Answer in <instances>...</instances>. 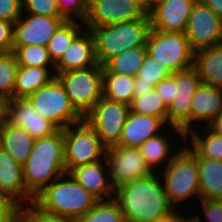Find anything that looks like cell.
I'll return each mask as SVG.
<instances>
[{
  "label": "cell",
  "mask_w": 222,
  "mask_h": 222,
  "mask_svg": "<svg viewBox=\"0 0 222 222\" xmlns=\"http://www.w3.org/2000/svg\"><path fill=\"white\" fill-rule=\"evenodd\" d=\"M103 96L108 100L130 105L134 98V77L103 73Z\"/></svg>",
  "instance_id": "1f68e13d"
},
{
  "label": "cell",
  "mask_w": 222,
  "mask_h": 222,
  "mask_svg": "<svg viewBox=\"0 0 222 222\" xmlns=\"http://www.w3.org/2000/svg\"><path fill=\"white\" fill-rule=\"evenodd\" d=\"M55 78L83 117L103 97V65L55 73Z\"/></svg>",
  "instance_id": "8992f818"
},
{
  "label": "cell",
  "mask_w": 222,
  "mask_h": 222,
  "mask_svg": "<svg viewBox=\"0 0 222 222\" xmlns=\"http://www.w3.org/2000/svg\"><path fill=\"white\" fill-rule=\"evenodd\" d=\"M26 14L22 12L20 18L14 23L13 46L38 45L47 47L56 30L67 20L66 17Z\"/></svg>",
  "instance_id": "9a60e30c"
},
{
  "label": "cell",
  "mask_w": 222,
  "mask_h": 222,
  "mask_svg": "<svg viewBox=\"0 0 222 222\" xmlns=\"http://www.w3.org/2000/svg\"><path fill=\"white\" fill-rule=\"evenodd\" d=\"M213 132L222 135V111L207 125Z\"/></svg>",
  "instance_id": "7dc6e473"
},
{
  "label": "cell",
  "mask_w": 222,
  "mask_h": 222,
  "mask_svg": "<svg viewBox=\"0 0 222 222\" xmlns=\"http://www.w3.org/2000/svg\"><path fill=\"white\" fill-rule=\"evenodd\" d=\"M167 133L168 134H166L165 131V135L161 132L156 136L150 137L138 147L141 155L144 157L147 165L153 172H158L159 170L163 169L184 146V144L181 146L178 143V138L177 140H173L172 136L169 137V132ZM173 141H175V144ZM175 145H178L180 148Z\"/></svg>",
  "instance_id": "603a6c76"
},
{
  "label": "cell",
  "mask_w": 222,
  "mask_h": 222,
  "mask_svg": "<svg viewBox=\"0 0 222 222\" xmlns=\"http://www.w3.org/2000/svg\"><path fill=\"white\" fill-rule=\"evenodd\" d=\"M96 201L69 173H65L37 194L33 203L46 213L77 221Z\"/></svg>",
  "instance_id": "3957f363"
},
{
  "label": "cell",
  "mask_w": 222,
  "mask_h": 222,
  "mask_svg": "<svg viewBox=\"0 0 222 222\" xmlns=\"http://www.w3.org/2000/svg\"><path fill=\"white\" fill-rule=\"evenodd\" d=\"M54 71L55 69L45 67L18 66L14 98H27L41 87L47 85L55 77Z\"/></svg>",
  "instance_id": "4316f807"
},
{
  "label": "cell",
  "mask_w": 222,
  "mask_h": 222,
  "mask_svg": "<svg viewBox=\"0 0 222 222\" xmlns=\"http://www.w3.org/2000/svg\"><path fill=\"white\" fill-rule=\"evenodd\" d=\"M22 170L25 188L33 197L65 174L64 129L35 139Z\"/></svg>",
  "instance_id": "7a4b0ae2"
},
{
  "label": "cell",
  "mask_w": 222,
  "mask_h": 222,
  "mask_svg": "<svg viewBox=\"0 0 222 222\" xmlns=\"http://www.w3.org/2000/svg\"><path fill=\"white\" fill-rule=\"evenodd\" d=\"M201 199L222 200V160L197 158Z\"/></svg>",
  "instance_id": "83f0119b"
},
{
  "label": "cell",
  "mask_w": 222,
  "mask_h": 222,
  "mask_svg": "<svg viewBox=\"0 0 222 222\" xmlns=\"http://www.w3.org/2000/svg\"><path fill=\"white\" fill-rule=\"evenodd\" d=\"M193 67L202 83L222 88V43L195 51Z\"/></svg>",
  "instance_id": "d4e9b609"
},
{
  "label": "cell",
  "mask_w": 222,
  "mask_h": 222,
  "mask_svg": "<svg viewBox=\"0 0 222 222\" xmlns=\"http://www.w3.org/2000/svg\"><path fill=\"white\" fill-rule=\"evenodd\" d=\"M77 222H126L115 198L97 200L94 206Z\"/></svg>",
  "instance_id": "836d02e7"
},
{
  "label": "cell",
  "mask_w": 222,
  "mask_h": 222,
  "mask_svg": "<svg viewBox=\"0 0 222 222\" xmlns=\"http://www.w3.org/2000/svg\"><path fill=\"white\" fill-rule=\"evenodd\" d=\"M222 19V0H200Z\"/></svg>",
  "instance_id": "bcb514c9"
},
{
  "label": "cell",
  "mask_w": 222,
  "mask_h": 222,
  "mask_svg": "<svg viewBox=\"0 0 222 222\" xmlns=\"http://www.w3.org/2000/svg\"><path fill=\"white\" fill-rule=\"evenodd\" d=\"M95 39L89 29H83L71 42L63 56L55 64V73L86 69L97 65Z\"/></svg>",
  "instance_id": "ffe728a7"
},
{
  "label": "cell",
  "mask_w": 222,
  "mask_h": 222,
  "mask_svg": "<svg viewBox=\"0 0 222 222\" xmlns=\"http://www.w3.org/2000/svg\"><path fill=\"white\" fill-rule=\"evenodd\" d=\"M186 222H200V221H199L195 216L192 217V215H191V217L188 218V219L186 220Z\"/></svg>",
  "instance_id": "f907efd6"
},
{
  "label": "cell",
  "mask_w": 222,
  "mask_h": 222,
  "mask_svg": "<svg viewBox=\"0 0 222 222\" xmlns=\"http://www.w3.org/2000/svg\"><path fill=\"white\" fill-rule=\"evenodd\" d=\"M4 114H5V101L0 98V126L4 122Z\"/></svg>",
  "instance_id": "c3c4849f"
},
{
  "label": "cell",
  "mask_w": 222,
  "mask_h": 222,
  "mask_svg": "<svg viewBox=\"0 0 222 222\" xmlns=\"http://www.w3.org/2000/svg\"><path fill=\"white\" fill-rule=\"evenodd\" d=\"M18 66H37L54 69L47 47L38 45L13 46Z\"/></svg>",
  "instance_id": "d590c367"
},
{
  "label": "cell",
  "mask_w": 222,
  "mask_h": 222,
  "mask_svg": "<svg viewBox=\"0 0 222 222\" xmlns=\"http://www.w3.org/2000/svg\"><path fill=\"white\" fill-rule=\"evenodd\" d=\"M27 99L38 114L50 120L59 129H65L84 119L55 77L47 85L29 95Z\"/></svg>",
  "instance_id": "30bf717a"
},
{
  "label": "cell",
  "mask_w": 222,
  "mask_h": 222,
  "mask_svg": "<svg viewBox=\"0 0 222 222\" xmlns=\"http://www.w3.org/2000/svg\"><path fill=\"white\" fill-rule=\"evenodd\" d=\"M130 111L157 117L168 126L167 106L155 88L142 96L134 97L130 104Z\"/></svg>",
  "instance_id": "d6a6232c"
},
{
  "label": "cell",
  "mask_w": 222,
  "mask_h": 222,
  "mask_svg": "<svg viewBox=\"0 0 222 222\" xmlns=\"http://www.w3.org/2000/svg\"><path fill=\"white\" fill-rule=\"evenodd\" d=\"M4 120L16 127H23L34 139L47 137L59 130L50 120L38 114L27 98L5 101Z\"/></svg>",
  "instance_id": "2e32d148"
},
{
  "label": "cell",
  "mask_w": 222,
  "mask_h": 222,
  "mask_svg": "<svg viewBox=\"0 0 222 222\" xmlns=\"http://www.w3.org/2000/svg\"><path fill=\"white\" fill-rule=\"evenodd\" d=\"M148 9L141 0H89L83 20L86 29L98 28L125 21L144 19Z\"/></svg>",
  "instance_id": "7c38bea8"
},
{
  "label": "cell",
  "mask_w": 222,
  "mask_h": 222,
  "mask_svg": "<svg viewBox=\"0 0 222 222\" xmlns=\"http://www.w3.org/2000/svg\"><path fill=\"white\" fill-rule=\"evenodd\" d=\"M14 41V23L0 20V52H12Z\"/></svg>",
  "instance_id": "b9f144b4"
},
{
  "label": "cell",
  "mask_w": 222,
  "mask_h": 222,
  "mask_svg": "<svg viewBox=\"0 0 222 222\" xmlns=\"http://www.w3.org/2000/svg\"><path fill=\"white\" fill-rule=\"evenodd\" d=\"M84 28V22L76 19H67L60 25L47 45L49 56L54 64L60 60L68 46Z\"/></svg>",
  "instance_id": "4dcf8cb0"
},
{
  "label": "cell",
  "mask_w": 222,
  "mask_h": 222,
  "mask_svg": "<svg viewBox=\"0 0 222 222\" xmlns=\"http://www.w3.org/2000/svg\"><path fill=\"white\" fill-rule=\"evenodd\" d=\"M195 129L185 135V140L190 144L185 142L184 146L196 158L222 160V135L213 132L208 126L204 125L200 128L201 134L200 129L199 132H197V127Z\"/></svg>",
  "instance_id": "484cf974"
},
{
  "label": "cell",
  "mask_w": 222,
  "mask_h": 222,
  "mask_svg": "<svg viewBox=\"0 0 222 222\" xmlns=\"http://www.w3.org/2000/svg\"><path fill=\"white\" fill-rule=\"evenodd\" d=\"M150 29L149 14L144 19L91 29L95 39L97 63L103 65L113 56L121 54L130 48L146 46Z\"/></svg>",
  "instance_id": "277c9868"
},
{
  "label": "cell",
  "mask_w": 222,
  "mask_h": 222,
  "mask_svg": "<svg viewBox=\"0 0 222 222\" xmlns=\"http://www.w3.org/2000/svg\"><path fill=\"white\" fill-rule=\"evenodd\" d=\"M175 79V97L167 106L169 132L180 136L186 142L185 135L191 131L192 99L202 81L194 67L171 73ZM183 137V138H182Z\"/></svg>",
  "instance_id": "9c48e42d"
},
{
  "label": "cell",
  "mask_w": 222,
  "mask_h": 222,
  "mask_svg": "<svg viewBox=\"0 0 222 222\" xmlns=\"http://www.w3.org/2000/svg\"><path fill=\"white\" fill-rule=\"evenodd\" d=\"M105 158L109 167L110 182L114 190L120 186L153 173L141 155L140 149L113 146L106 149Z\"/></svg>",
  "instance_id": "4fadbf2b"
},
{
  "label": "cell",
  "mask_w": 222,
  "mask_h": 222,
  "mask_svg": "<svg viewBox=\"0 0 222 222\" xmlns=\"http://www.w3.org/2000/svg\"><path fill=\"white\" fill-rule=\"evenodd\" d=\"M143 5L149 10L151 7H153L157 2L161 0H141Z\"/></svg>",
  "instance_id": "681fc988"
},
{
  "label": "cell",
  "mask_w": 222,
  "mask_h": 222,
  "mask_svg": "<svg viewBox=\"0 0 222 222\" xmlns=\"http://www.w3.org/2000/svg\"><path fill=\"white\" fill-rule=\"evenodd\" d=\"M20 216V208L12 201L0 196V222H14Z\"/></svg>",
  "instance_id": "7bdbcfd3"
},
{
  "label": "cell",
  "mask_w": 222,
  "mask_h": 222,
  "mask_svg": "<svg viewBox=\"0 0 222 222\" xmlns=\"http://www.w3.org/2000/svg\"><path fill=\"white\" fill-rule=\"evenodd\" d=\"M221 111L222 88L201 83L192 99L191 131L196 128L195 124L200 128L206 122L204 125L207 126Z\"/></svg>",
  "instance_id": "7402d4cb"
},
{
  "label": "cell",
  "mask_w": 222,
  "mask_h": 222,
  "mask_svg": "<svg viewBox=\"0 0 222 222\" xmlns=\"http://www.w3.org/2000/svg\"><path fill=\"white\" fill-rule=\"evenodd\" d=\"M129 112L130 105L111 101L103 96L84 116V120L95 130L102 145L108 149L119 144Z\"/></svg>",
  "instance_id": "8fae6325"
},
{
  "label": "cell",
  "mask_w": 222,
  "mask_h": 222,
  "mask_svg": "<svg viewBox=\"0 0 222 222\" xmlns=\"http://www.w3.org/2000/svg\"><path fill=\"white\" fill-rule=\"evenodd\" d=\"M158 172L173 208H177L180 202L191 200L194 195L197 196L196 200H201L197 158L185 146Z\"/></svg>",
  "instance_id": "5b68a950"
},
{
  "label": "cell",
  "mask_w": 222,
  "mask_h": 222,
  "mask_svg": "<svg viewBox=\"0 0 222 222\" xmlns=\"http://www.w3.org/2000/svg\"><path fill=\"white\" fill-rule=\"evenodd\" d=\"M185 35L194 52L221 44L222 19L208 6L197 0L188 18Z\"/></svg>",
  "instance_id": "5bb4252c"
},
{
  "label": "cell",
  "mask_w": 222,
  "mask_h": 222,
  "mask_svg": "<svg viewBox=\"0 0 222 222\" xmlns=\"http://www.w3.org/2000/svg\"><path fill=\"white\" fill-rule=\"evenodd\" d=\"M66 173L71 169L104 160L106 148L95 130L83 119L64 129Z\"/></svg>",
  "instance_id": "ba28073f"
},
{
  "label": "cell",
  "mask_w": 222,
  "mask_h": 222,
  "mask_svg": "<svg viewBox=\"0 0 222 222\" xmlns=\"http://www.w3.org/2000/svg\"><path fill=\"white\" fill-rule=\"evenodd\" d=\"M175 79L170 75L169 77L161 80L156 86L155 90L162 98L166 106L173 100L175 97Z\"/></svg>",
  "instance_id": "ee69618b"
},
{
  "label": "cell",
  "mask_w": 222,
  "mask_h": 222,
  "mask_svg": "<svg viewBox=\"0 0 222 222\" xmlns=\"http://www.w3.org/2000/svg\"><path fill=\"white\" fill-rule=\"evenodd\" d=\"M114 198L119 203L126 222H154L173 209L159 172L120 186L115 190Z\"/></svg>",
  "instance_id": "6da1fadb"
},
{
  "label": "cell",
  "mask_w": 222,
  "mask_h": 222,
  "mask_svg": "<svg viewBox=\"0 0 222 222\" xmlns=\"http://www.w3.org/2000/svg\"><path fill=\"white\" fill-rule=\"evenodd\" d=\"M146 48L147 54L171 73L193 67L194 51L183 32H163L151 28Z\"/></svg>",
  "instance_id": "52a82bcc"
},
{
  "label": "cell",
  "mask_w": 222,
  "mask_h": 222,
  "mask_svg": "<svg viewBox=\"0 0 222 222\" xmlns=\"http://www.w3.org/2000/svg\"><path fill=\"white\" fill-rule=\"evenodd\" d=\"M14 222H22L20 216Z\"/></svg>",
  "instance_id": "816d5d0a"
},
{
  "label": "cell",
  "mask_w": 222,
  "mask_h": 222,
  "mask_svg": "<svg viewBox=\"0 0 222 222\" xmlns=\"http://www.w3.org/2000/svg\"><path fill=\"white\" fill-rule=\"evenodd\" d=\"M20 218L22 222H77L74 219L46 213L34 203L20 208Z\"/></svg>",
  "instance_id": "74e56055"
},
{
  "label": "cell",
  "mask_w": 222,
  "mask_h": 222,
  "mask_svg": "<svg viewBox=\"0 0 222 222\" xmlns=\"http://www.w3.org/2000/svg\"><path fill=\"white\" fill-rule=\"evenodd\" d=\"M146 55V46L130 48L107 60L103 64V73H117L136 77Z\"/></svg>",
  "instance_id": "f1b7e54d"
},
{
  "label": "cell",
  "mask_w": 222,
  "mask_h": 222,
  "mask_svg": "<svg viewBox=\"0 0 222 222\" xmlns=\"http://www.w3.org/2000/svg\"><path fill=\"white\" fill-rule=\"evenodd\" d=\"M170 75L171 72L164 65L147 54L137 76L134 77V97L153 90L161 80Z\"/></svg>",
  "instance_id": "f546056e"
},
{
  "label": "cell",
  "mask_w": 222,
  "mask_h": 222,
  "mask_svg": "<svg viewBox=\"0 0 222 222\" xmlns=\"http://www.w3.org/2000/svg\"><path fill=\"white\" fill-rule=\"evenodd\" d=\"M0 196L14 202L19 208L34 202V197L25 188L22 165L17 163L1 147Z\"/></svg>",
  "instance_id": "ac0fdd59"
},
{
  "label": "cell",
  "mask_w": 222,
  "mask_h": 222,
  "mask_svg": "<svg viewBox=\"0 0 222 222\" xmlns=\"http://www.w3.org/2000/svg\"><path fill=\"white\" fill-rule=\"evenodd\" d=\"M22 12L49 17H65L59 10L57 0H22Z\"/></svg>",
  "instance_id": "8d00e7d4"
},
{
  "label": "cell",
  "mask_w": 222,
  "mask_h": 222,
  "mask_svg": "<svg viewBox=\"0 0 222 222\" xmlns=\"http://www.w3.org/2000/svg\"><path fill=\"white\" fill-rule=\"evenodd\" d=\"M201 213L207 222H222V200L201 199ZM195 216L200 222H203L199 215ZM204 221V222H205Z\"/></svg>",
  "instance_id": "ab89813d"
},
{
  "label": "cell",
  "mask_w": 222,
  "mask_h": 222,
  "mask_svg": "<svg viewBox=\"0 0 222 222\" xmlns=\"http://www.w3.org/2000/svg\"><path fill=\"white\" fill-rule=\"evenodd\" d=\"M68 173L97 200L114 198L115 190L110 182L106 158L104 161L100 160L73 168Z\"/></svg>",
  "instance_id": "d6986e66"
},
{
  "label": "cell",
  "mask_w": 222,
  "mask_h": 222,
  "mask_svg": "<svg viewBox=\"0 0 222 222\" xmlns=\"http://www.w3.org/2000/svg\"><path fill=\"white\" fill-rule=\"evenodd\" d=\"M60 12L67 19L84 20L89 7V0H57Z\"/></svg>",
  "instance_id": "f35d334b"
},
{
  "label": "cell",
  "mask_w": 222,
  "mask_h": 222,
  "mask_svg": "<svg viewBox=\"0 0 222 222\" xmlns=\"http://www.w3.org/2000/svg\"><path fill=\"white\" fill-rule=\"evenodd\" d=\"M18 63L14 52H0V98H14V86Z\"/></svg>",
  "instance_id": "e575fe53"
},
{
  "label": "cell",
  "mask_w": 222,
  "mask_h": 222,
  "mask_svg": "<svg viewBox=\"0 0 222 222\" xmlns=\"http://www.w3.org/2000/svg\"><path fill=\"white\" fill-rule=\"evenodd\" d=\"M177 210L178 207L171 209L166 215L156 219L154 222H186L190 216L187 215L186 217V214L181 215L182 212Z\"/></svg>",
  "instance_id": "f6af8a7d"
},
{
  "label": "cell",
  "mask_w": 222,
  "mask_h": 222,
  "mask_svg": "<svg viewBox=\"0 0 222 222\" xmlns=\"http://www.w3.org/2000/svg\"><path fill=\"white\" fill-rule=\"evenodd\" d=\"M35 139L23 127L8 124L5 120L0 126V147L17 163H26Z\"/></svg>",
  "instance_id": "cb8c5ba5"
},
{
  "label": "cell",
  "mask_w": 222,
  "mask_h": 222,
  "mask_svg": "<svg viewBox=\"0 0 222 222\" xmlns=\"http://www.w3.org/2000/svg\"><path fill=\"white\" fill-rule=\"evenodd\" d=\"M166 128L167 125L157 117L130 111L118 145L138 148L147 139L160 134V131L164 132Z\"/></svg>",
  "instance_id": "44dd1931"
},
{
  "label": "cell",
  "mask_w": 222,
  "mask_h": 222,
  "mask_svg": "<svg viewBox=\"0 0 222 222\" xmlns=\"http://www.w3.org/2000/svg\"><path fill=\"white\" fill-rule=\"evenodd\" d=\"M197 0H161L148 10L151 28L163 32H183Z\"/></svg>",
  "instance_id": "e0dca14e"
},
{
  "label": "cell",
  "mask_w": 222,
  "mask_h": 222,
  "mask_svg": "<svg viewBox=\"0 0 222 222\" xmlns=\"http://www.w3.org/2000/svg\"><path fill=\"white\" fill-rule=\"evenodd\" d=\"M22 13V0H0V20L15 23Z\"/></svg>",
  "instance_id": "60d3db41"
}]
</instances>
